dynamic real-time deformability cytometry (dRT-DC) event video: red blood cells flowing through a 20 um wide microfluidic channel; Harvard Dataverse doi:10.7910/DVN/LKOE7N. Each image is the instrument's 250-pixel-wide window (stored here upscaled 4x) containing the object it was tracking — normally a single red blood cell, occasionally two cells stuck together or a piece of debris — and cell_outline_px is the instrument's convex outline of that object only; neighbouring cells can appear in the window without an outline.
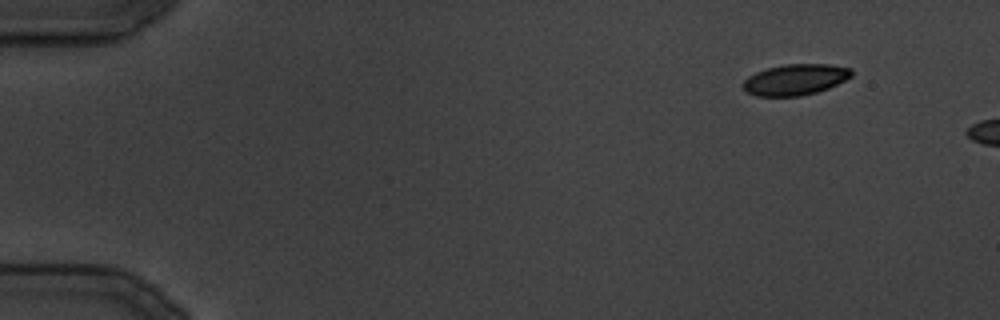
{"species": "common noctule bat (a hibernating species)", "species_latin": "Nyctalus noctula", "temperature_condition": "cold", "stored_images_in_passage": 4, "camera_frame_rate_fps": 3000, "um_per_image_px": 0.085, "animal": {"sex": "male", "body_mass_g": 19.5, "forearm_length_mm": 54.6}, "frame": {"image": 1, "passage_image": 1, "time_ms": 0.0, "image_size_px": [1000, 320], "cell_outline_px": [[852, 76], [828, 88], [816, 92], [800, 96], [756, 96], [748, 92], [744, 88], [744, 80], [748, 76], [756, 72], [768, 68], [784, 64], [828, 64], [852, 68]], "centroid_in_image_um": [67.61, 6.76], "position_along_channel_um": 17.4, "area_um2": 19.42}}